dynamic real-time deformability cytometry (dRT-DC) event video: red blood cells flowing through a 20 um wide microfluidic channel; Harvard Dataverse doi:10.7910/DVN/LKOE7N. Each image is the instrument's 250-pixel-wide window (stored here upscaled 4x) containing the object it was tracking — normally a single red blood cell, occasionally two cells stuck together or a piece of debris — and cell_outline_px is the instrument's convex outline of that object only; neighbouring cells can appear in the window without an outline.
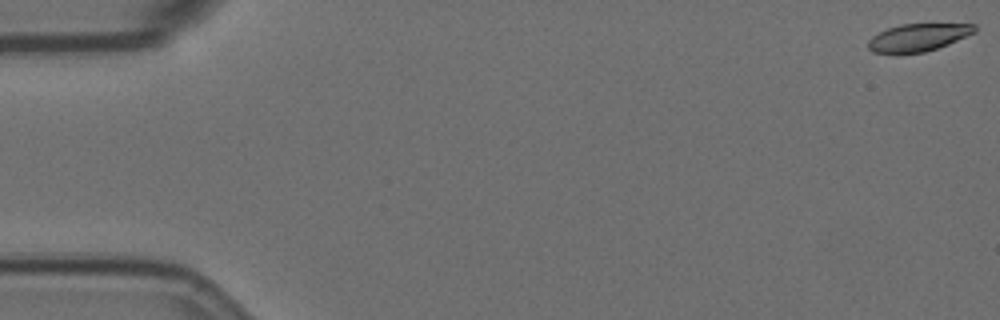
{"species": "Egyptian fruit bat (a non-hibernating species)", "species_latin": "Rousettus aegyptiacus", "temperature_condition": "room temperature", "stored_images_in_passage": 3, "camera_frame_rate_fps": 3000, "um_per_image_px": 0.085, "animal": {"sex": "female"}, "frame": {"image": 1, "passage_image": 1, "time_ms": 0.0, "image_size_px": [1000, 320], "cell_outline_px": [[976, 32], [948, 44], [924, 52], [872, 52], [868, 48], [868, 40], [872, 36], [888, 28], [900, 24], [976, 24]], "centroid_in_image_um": [78.06, 3.16], "position_along_channel_um": 6.9, "area_um2": 16.76}}